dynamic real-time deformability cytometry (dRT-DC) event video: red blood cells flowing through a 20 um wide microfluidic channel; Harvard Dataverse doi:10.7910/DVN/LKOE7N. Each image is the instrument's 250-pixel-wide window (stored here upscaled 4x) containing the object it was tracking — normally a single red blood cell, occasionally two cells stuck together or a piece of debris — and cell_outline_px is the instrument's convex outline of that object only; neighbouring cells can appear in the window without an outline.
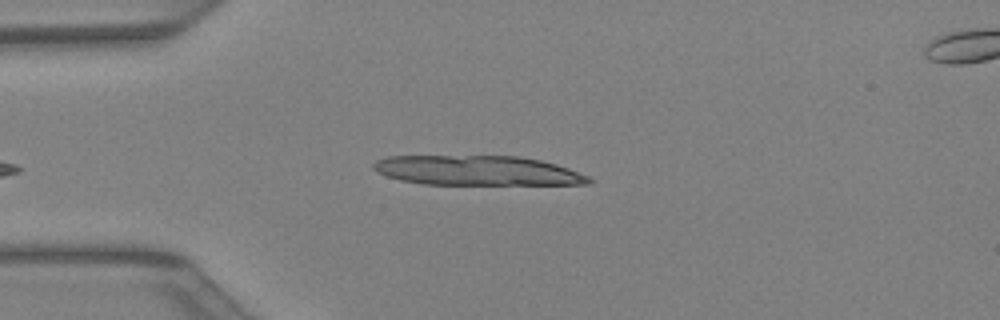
{"species": "Egyptian fruit bat (a non-hibernating species)", "species_latin": "Rousettus aegyptiacus", "temperature_condition": "warm", "stored_images_in_passage": 10, "camera_frame_rate_fps": 3000, "um_per_image_px": 0.085, "animal": {"sex": "female"}, "frame": {"image": 1, "passage_image": 2, "time_ms": 0.333, "image_size_px": [1000, 320], "cell_outline_px": [[592, 184], [424, 184], [400, 180], [376, 172], [372, 168], [372, 164], [376, 160], [388, 156], [520, 156], [540, 160], [556, 164], [568, 168], [588, 176], [592, 180]], "centroid_in_image_um": [40.55, 14.49], "position_along_channel_um": 44.5, "area_um2": 37.22}}